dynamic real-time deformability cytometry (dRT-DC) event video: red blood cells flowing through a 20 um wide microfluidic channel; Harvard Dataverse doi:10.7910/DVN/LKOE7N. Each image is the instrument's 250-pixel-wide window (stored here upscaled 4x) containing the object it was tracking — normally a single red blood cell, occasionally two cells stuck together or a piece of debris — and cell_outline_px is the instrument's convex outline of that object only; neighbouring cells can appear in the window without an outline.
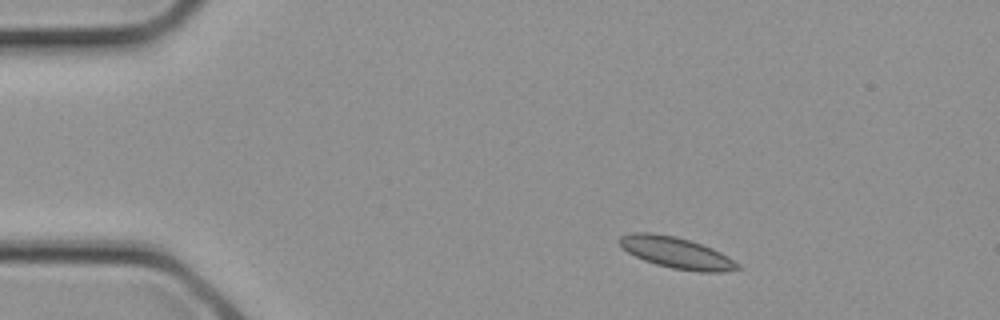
{"species": "common noctule bat (a hibernating species)", "species_latin": "Nyctalus noctula", "temperature_condition": "cold", "stored_images_in_passage": 2, "camera_frame_rate_fps": 3000, "um_per_image_px": 0.085, "animal": {"sex": "female", "body_mass_g": 21.9}, "frame": {"image": 1, "passage_image": 1, "time_ms": 0.0, "image_size_px": [1000, 320], "cell_outline_px": [[740, 268], [724, 272], [696, 272], [672, 268], [656, 264], [644, 260], [628, 252], [616, 240], [620, 236], [632, 232], [652, 232], [676, 236], [712, 248], [728, 256], [740, 264]], "centroid_in_image_um": [57.49, 21.48], "position_along_channel_um": 27.5, "area_um2": 21.56}}